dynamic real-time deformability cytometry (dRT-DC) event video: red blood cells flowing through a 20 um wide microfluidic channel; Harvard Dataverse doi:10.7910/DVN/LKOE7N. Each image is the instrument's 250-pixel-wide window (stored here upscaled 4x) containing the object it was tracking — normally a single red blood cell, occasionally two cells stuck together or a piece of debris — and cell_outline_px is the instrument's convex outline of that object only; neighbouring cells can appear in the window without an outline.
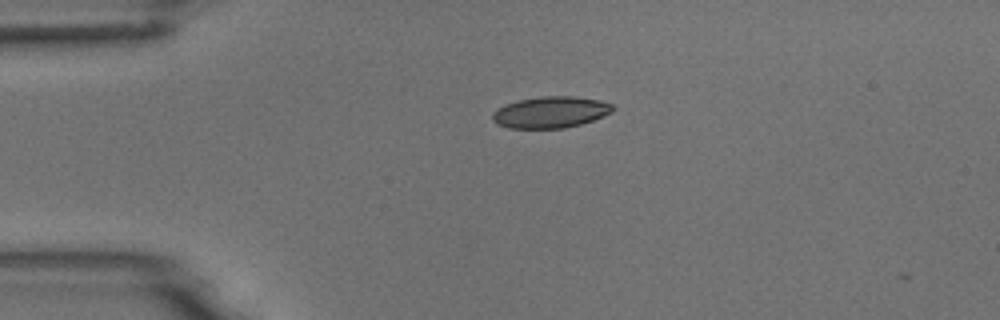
{"species": "common noctule bat (a hibernating species)", "species_latin": "Nyctalus noctula", "temperature_condition": "room temperature", "stored_images_in_passage": 3, "camera_frame_rate_fps": 3000, "um_per_image_px": 0.085, "animal": {"sex": "male", "body_mass_g": 18.8}, "frame": {"image": 1, "passage_image": 2, "time_ms": 0.333, "image_size_px": [1000, 320], "cell_outline_px": [[616, 108], [612, 112], [604, 116], [580, 124], [564, 128], [508, 128], [496, 124], [492, 120], [492, 112], [508, 104], [520, 100], [544, 96], [572, 96], [600, 100], [612, 104]], "centroid_in_image_um": [46.82, 9.54], "position_along_channel_um": 38.2, "area_um2": 21.91}}